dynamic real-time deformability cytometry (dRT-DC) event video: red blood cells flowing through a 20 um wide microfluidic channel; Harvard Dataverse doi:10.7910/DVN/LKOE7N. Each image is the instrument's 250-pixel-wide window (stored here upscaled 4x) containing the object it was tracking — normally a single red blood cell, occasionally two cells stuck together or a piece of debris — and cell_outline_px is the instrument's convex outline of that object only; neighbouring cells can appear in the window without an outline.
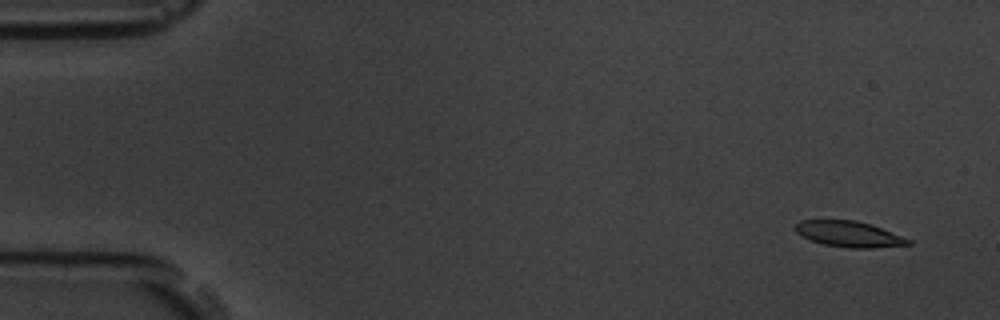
{"species": "common noctule bat (a hibernating species)", "species_latin": "Nyctalus noctula", "temperature_condition": "room temperature", "stored_images_in_passage": 4, "camera_frame_rate_fps": 3000, "um_per_image_px": 0.085, "animal": {"sex": "male", "body_mass_g": 19.5, "forearm_length_mm": 54.6}, "frame": {"image": 1, "passage_image": 1, "time_ms": 0.0, "image_size_px": [1000, 320], "cell_outline_px": [[912, 244], [872, 248], [848, 248], [824, 244], [812, 240], [796, 232], [796, 224], [800, 220], [856, 220], [872, 224], [912, 240]], "centroid_in_image_um": [72.21, 19.89], "position_along_channel_um": 12.8, "area_um2": 16.88}}